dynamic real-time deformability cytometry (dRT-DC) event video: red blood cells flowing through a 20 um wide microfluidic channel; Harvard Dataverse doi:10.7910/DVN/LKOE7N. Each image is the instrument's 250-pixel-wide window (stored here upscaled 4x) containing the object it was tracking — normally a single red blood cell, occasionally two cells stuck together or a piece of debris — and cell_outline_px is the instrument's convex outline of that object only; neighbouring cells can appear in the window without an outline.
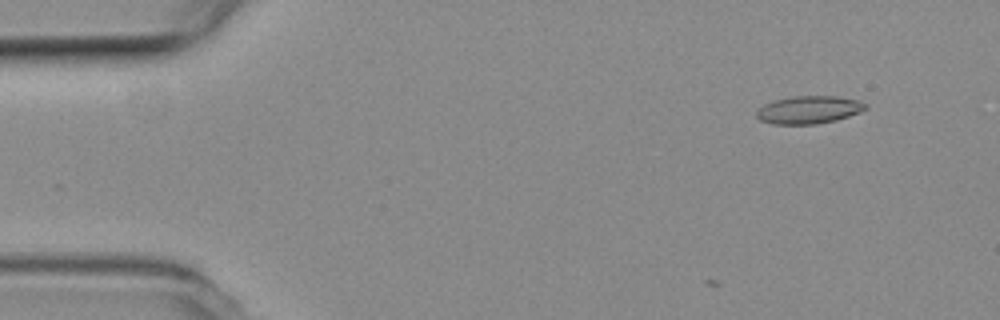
{"species": "common noctule bat (a hibernating species)", "species_latin": "Nyctalus noctula", "temperature_condition": "room temperature", "stored_images_in_passage": 3, "camera_frame_rate_fps": 3000, "um_per_image_px": 0.085, "animal": {"sex": "female", "body_mass_g": 19.3, "forearm_length_mm": 54.1}, "frame": {"image": 1, "passage_image": 1, "time_ms": 0.0, "image_size_px": [1000, 320], "cell_outline_px": [[868, 108], [860, 112], [836, 120], [816, 124], [772, 124], [760, 120], [756, 116], [756, 112], [764, 104], [776, 100], [792, 96], [836, 96], [860, 100], [868, 104]], "centroid_in_image_um": [68.79, 9.33], "position_along_channel_um": 16.2, "area_um2": 17.69}}